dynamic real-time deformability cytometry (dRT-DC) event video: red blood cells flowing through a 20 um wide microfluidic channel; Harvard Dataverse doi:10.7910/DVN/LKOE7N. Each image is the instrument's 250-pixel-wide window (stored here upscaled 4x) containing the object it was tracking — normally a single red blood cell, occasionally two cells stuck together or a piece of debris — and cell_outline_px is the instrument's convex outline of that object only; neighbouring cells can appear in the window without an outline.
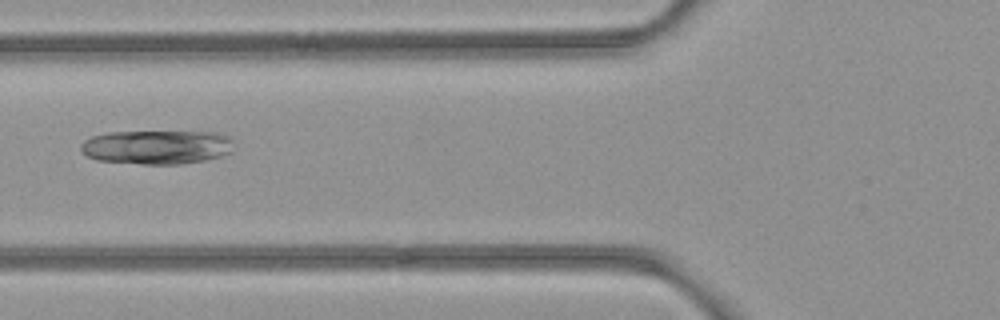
{"species": "common noctule bat (a hibernating species)", "species_latin": "Nyctalus noctula", "temperature_condition": "room temperature", "stored_images_in_passage": 5, "camera_frame_rate_fps": 3000, "um_per_image_px": 0.085, "animal": {"sex": "female", "body_mass_g": 21.9}, "frame": {"image": 1, "passage_image": 4, "time_ms": 1.0, "image_size_px": [1000, 320], "cell_outline_px": [[232, 152], [220, 156], [204, 160], [180, 164], [140, 164], [96, 160], [80, 152], [80, 144], [84, 140], [92, 136], [108, 132], [216, 132], [228, 136], [232, 140]], "centroid_in_image_um": [13.3, 12.5], "position_along_channel_um": 112.5, "area_um2": 30.46}}
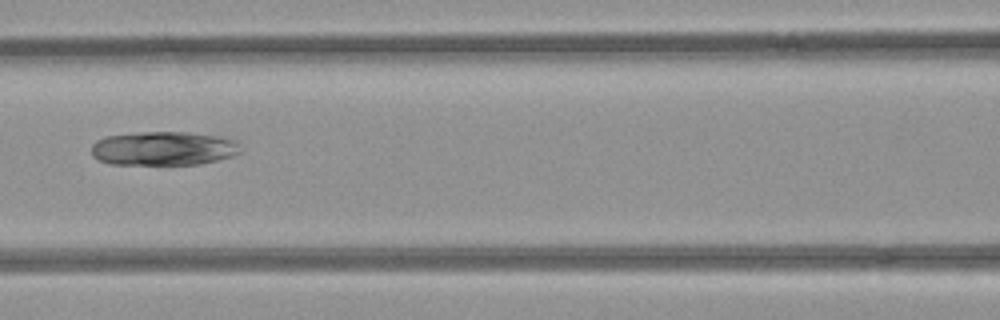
{"frame": {"image": 2, "passage_image": 5, "time_ms": 1.333, "image_size_px": [1000, 320], "cell_outline_px": [[240, 152], [232, 156], [216, 160], [196, 164], [112, 164], [100, 160], [92, 156], [92, 144], [96, 140], [104, 136], [140, 132], [188, 132], [224, 136], [236, 140]], "centroid_in_image_um": [13.89, 12.6], "position_along_channel_um": 152.7, "area_um2": 29.54}}